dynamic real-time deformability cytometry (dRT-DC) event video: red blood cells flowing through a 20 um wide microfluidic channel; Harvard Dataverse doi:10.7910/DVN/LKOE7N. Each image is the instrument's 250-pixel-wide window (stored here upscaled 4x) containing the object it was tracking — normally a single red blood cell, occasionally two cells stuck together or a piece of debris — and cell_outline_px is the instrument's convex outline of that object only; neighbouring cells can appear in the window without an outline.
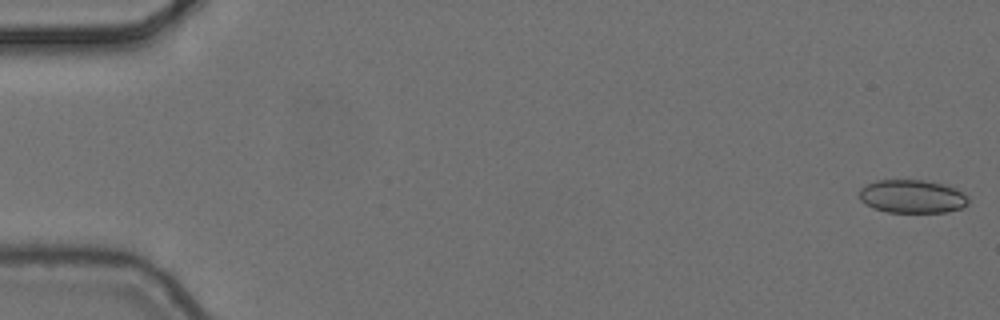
{"species": "common noctule bat (a hibernating species)", "species_latin": "Nyctalus noctula", "temperature_condition": "cold", "stored_images_in_passage": 6, "camera_frame_rate_fps": 3000, "um_per_image_px": 0.085, "animal": {"sex": "female", "body_mass_g": 24.6, "forearm_length_mm": 56.2}, "frame": {"image": 1, "passage_image": 1, "time_ms": 0.0, "image_size_px": [1000, 320], "cell_outline_px": [[968, 204], [960, 208], [948, 212], [888, 212], [872, 208], [864, 204], [860, 200], [860, 188], [876, 180], [924, 180], [956, 188], [964, 192], [968, 196]], "centroid_in_image_um": [77.53, 16.7], "position_along_channel_um": 7.5, "area_um2": 21.21}}
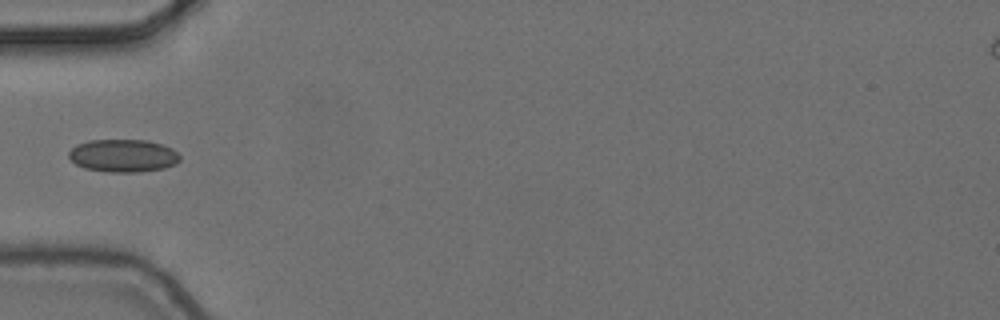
{"frame": {"image": 2, "passage_image": 5, "time_ms": 1.333, "image_size_px": [1000, 320], "cell_outline_px": [[180, 160], [176, 164], [164, 168], [140, 172], [108, 172], [84, 168], [76, 164], [68, 156], [68, 152], [76, 144], [88, 140], [148, 140], [172, 148], [180, 156]], "centroid_in_image_um": [10.46, 13.23], "position_along_channel_um": 74.5, "area_um2": 21.33}}
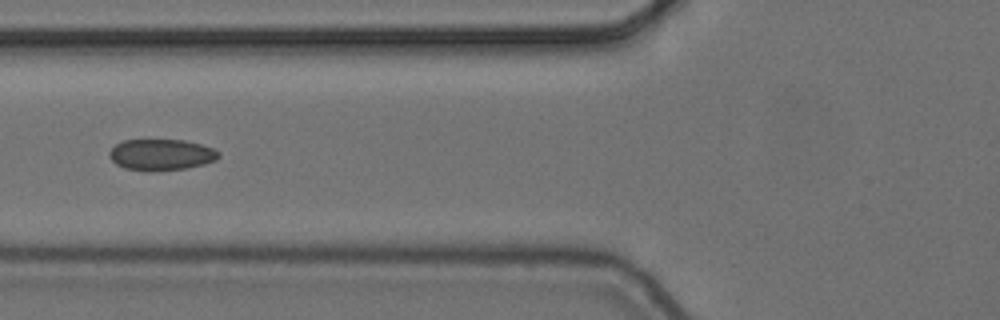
{"frame": {"image": 3, "passage_image": 6, "time_ms": 1.667, "image_size_px": [1000, 320], "cell_outline_px": [[220, 156], [216, 160], [204, 164], [184, 168], [124, 168], [116, 164], [112, 160], [108, 152], [116, 144], [124, 140], [184, 140], [200, 144], [212, 148], [220, 152]], "centroid_in_image_um": [13.73, 13.1], "position_along_channel_um": 112.1, "area_um2": 19.02}}